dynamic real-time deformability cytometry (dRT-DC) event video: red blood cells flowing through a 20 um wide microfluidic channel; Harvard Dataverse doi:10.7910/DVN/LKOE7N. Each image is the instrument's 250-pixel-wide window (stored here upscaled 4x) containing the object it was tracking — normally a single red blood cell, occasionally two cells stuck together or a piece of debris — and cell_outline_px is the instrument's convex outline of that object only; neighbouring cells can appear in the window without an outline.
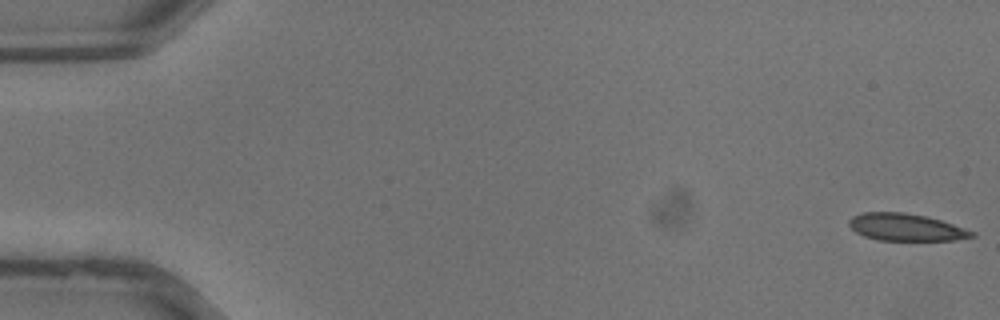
{"species": "common noctule bat (a hibernating species)", "species_latin": "Nyctalus noctula", "temperature_condition": "warm", "stored_images_in_passage": 37, "camera_frame_rate_fps": 3000, "um_per_image_px": 0.085, "animal": {"sex": "male", "body_mass_g": 13.3}, "frame": {"image": 1, "passage_image": 1, "time_ms": 0.0, "image_size_px": [1000, 320], "cell_outline_px": [[976, 236], [956, 240], [880, 240], [864, 236], [856, 232], [848, 224], [848, 220], [852, 216], [864, 212], [904, 212], [924, 216], [940, 220], [976, 232]], "centroid_in_image_um": [77.0, 19.31], "position_along_channel_um": 8.0, "area_um2": 19.36}}
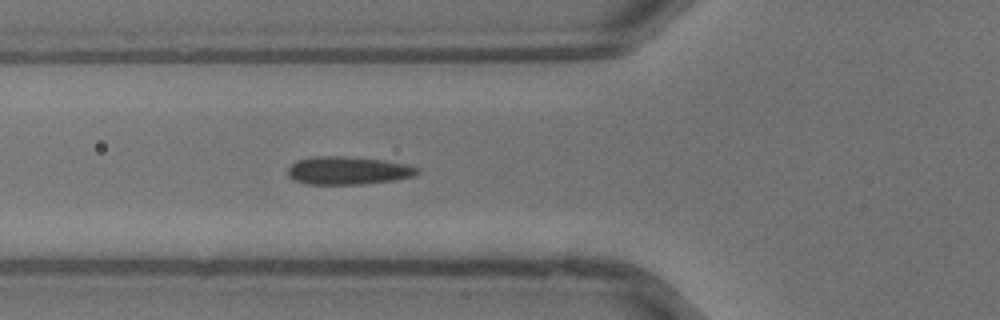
{"frame": {"image": 2, "passage_image": 14, "time_ms": 4.333, "image_size_px": [1000, 320], "cell_outline_px": [[420, 172], [416, 176], [392, 180], [360, 184], [304, 184], [288, 176], [288, 168], [296, 160], [312, 156], [344, 156], [384, 160], [408, 164], [420, 168]], "centroid_in_image_um": [29.6, 14.49], "position_along_channel_um": 96.2, "area_um2": 21.27}}
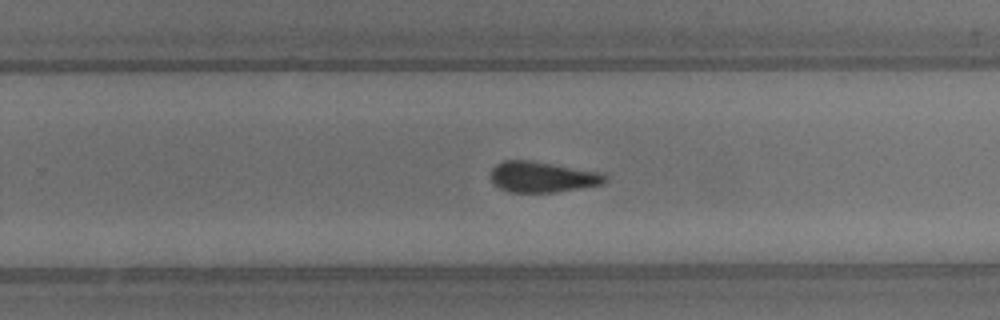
{"frame": {"image": 3, "passage_image": 24, "time_ms": 7.667, "image_size_px": [1000, 320], "cell_outline_px": [[608, 180], [604, 184], [556, 192], [508, 192], [500, 188], [492, 180], [492, 168], [496, 164], [504, 160], [532, 160], [604, 172], [608, 176]], "centroid_in_image_um": [46.18, 15.03], "position_along_channel_um": 283.6, "area_um2": 20.75}}